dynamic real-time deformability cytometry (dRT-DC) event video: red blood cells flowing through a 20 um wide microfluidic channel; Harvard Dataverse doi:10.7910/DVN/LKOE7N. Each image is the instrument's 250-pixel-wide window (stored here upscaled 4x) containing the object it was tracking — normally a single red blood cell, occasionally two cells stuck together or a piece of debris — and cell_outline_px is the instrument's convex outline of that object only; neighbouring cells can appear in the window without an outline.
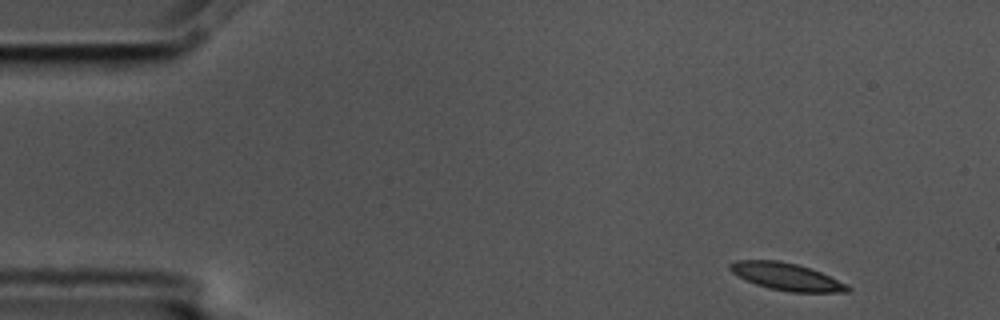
{"species": "common noctule bat (a hibernating species)", "species_latin": "Nyctalus noctula", "temperature_condition": "cold", "stored_images_in_passage": 4, "camera_frame_rate_fps": 3000, "um_per_image_px": 0.085, "animal": {"sex": "male", "body_mass_g": 17.5, "forearm_length_mm": 52.3}, "frame": {"image": 1, "passage_image": 1, "time_ms": 0.0, "image_size_px": [1000, 320], "cell_outline_px": [[852, 288], [848, 292], [792, 292], [768, 288], [756, 284], [736, 276], [728, 268], [728, 264], [736, 260], [776, 260], [796, 264], [820, 272], [848, 284]], "centroid_in_image_um": [66.83, 23.52], "position_along_channel_um": 18.2, "area_um2": 18.67}}
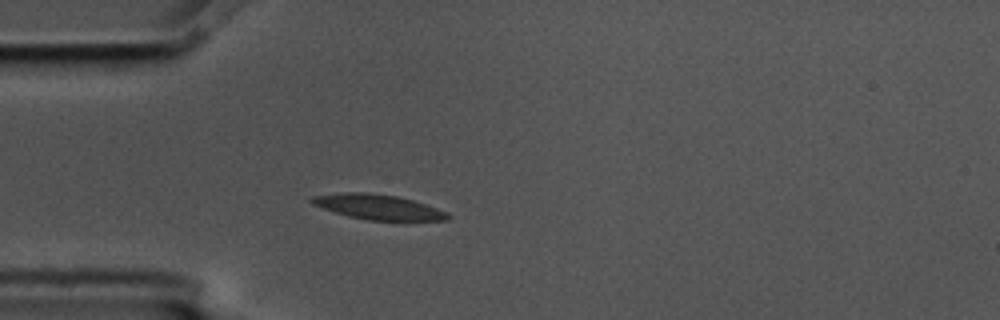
{"frame": {"image": 2, "passage_image": 4, "time_ms": 1.0, "image_size_px": [1000, 320], "cell_outline_px": [[452, 216], [448, 220], [404, 224], [368, 220], [348, 216], [312, 204], [308, 200], [312, 196], [344, 192], [368, 192], [396, 196], [412, 200], [436, 208]], "centroid_in_image_um": [32.24, 17.65], "position_along_channel_um": 52.8, "area_um2": 20.69}}